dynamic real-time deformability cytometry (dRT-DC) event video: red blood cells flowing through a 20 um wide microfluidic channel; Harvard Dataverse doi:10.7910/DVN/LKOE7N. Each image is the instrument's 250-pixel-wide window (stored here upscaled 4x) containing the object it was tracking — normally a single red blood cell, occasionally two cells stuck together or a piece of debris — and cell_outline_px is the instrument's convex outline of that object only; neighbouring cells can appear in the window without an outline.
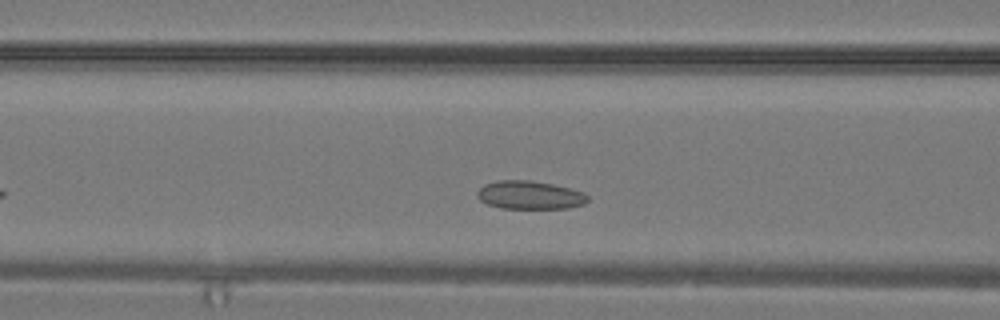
{"species": "common noctule bat (a hibernating species)", "species_latin": "Nyctalus noctula", "temperature_condition": "warm", "stored_images_in_passage": 21, "camera_frame_rate_fps": 3000, "um_per_image_px": 0.085, "animal": {"sex": "male", "body_mass_g": 19.2, "forearm_length_mm": 51.8}, "frame": {"image": 1, "passage_image": 6, "time_ms": 1.667, "image_size_px": [1000, 320], "cell_outline_px": [[588, 200], [584, 204], [568, 208], [500, 208], [488, 204], [480, 200], [476, 196], [476, 192], [484, 184], [496, 180], [532, 180], [552, 184], [584, 192], [588, 196]], "centroid_in_image_um": [45.01, 16.57], "position_along_channel_um": 121.6, "area_um2": 18.26}}
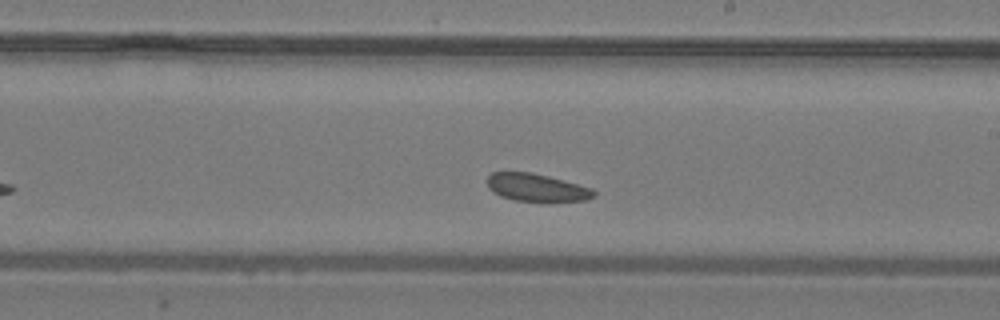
{"frame": {"image": 2, "passage_image": 12, "time_ms": 3.667, "image_size_px": [1000, 320], "cell_outline_px": [[596, 196], [584, 200], [544, 204], [516, 200], [500, 196], [492, 192], [488, 188], [488, 176], [492, 172], [532, 172], [548, 176], [592, 188], [596, 192]], "centroid_in_image_um": [45.64, 15.98], "position_along_channel_um": 243.4, "area_um2": 17.8}}
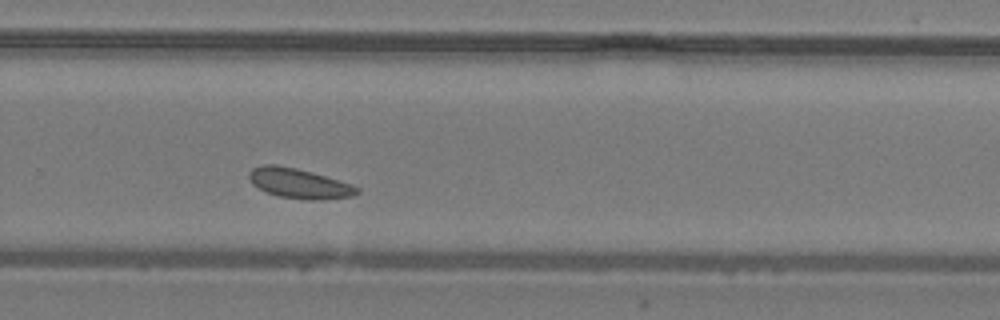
{"frame": {"image": 3, "passage_image": 15, "time_ms": 4.667, "image_size_px": [1000, 320], "cell_outline_px": [[360, 192], [352, 196], [320, 200], [308, 200], [280, 196], [268, 192], [252, 184], [248, 176], [248, 172], [252, 168], [264, 164], [276, 164], [296, 168], [312, 172], [352, 184], [360, 188]], "centroid_in_image_um": [25.43, 15.58], "position_along_channel_um": 304.4, "area_um2": 18.79}}